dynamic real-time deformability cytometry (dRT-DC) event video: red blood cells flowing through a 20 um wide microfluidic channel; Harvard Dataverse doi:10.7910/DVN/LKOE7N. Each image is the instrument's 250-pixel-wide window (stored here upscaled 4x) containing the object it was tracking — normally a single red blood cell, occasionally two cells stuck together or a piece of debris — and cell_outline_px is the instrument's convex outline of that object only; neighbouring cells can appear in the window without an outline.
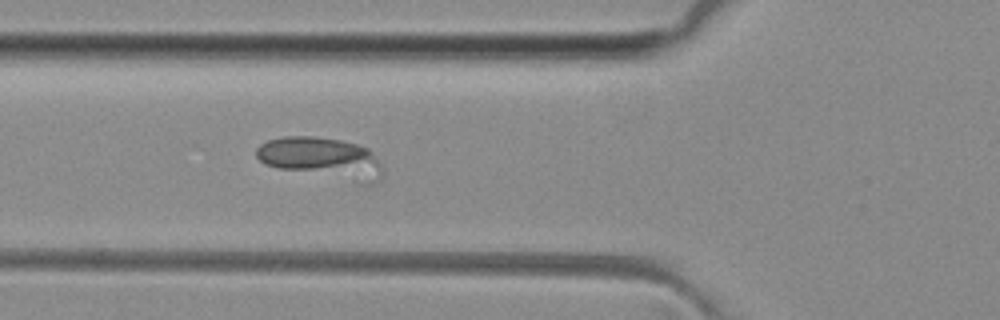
{"species": "common noctule bat (a hibernating species)", "species_latin": "Nyctalus noctula", "temperature_condition": "room temperature", "stored_images_in_passage": 38, "camera_frame_rate_fps": 3000, "um_per_image_px": 0.085, "animal": {"sex": "female", "body_mass_g": 29.2, "forearm_length_mm": 56.3}, "frame": {"image": 1, "passage_image": 5, "time_ms": 1.333, "image_size_px": [1000, 320], "cell_outline_px": [[384, 168], [380, 176], [372, 184], [364, 184], [280, 168], [264, 164], [256, 156], [256, 148], [260, 144], [268, 140], [284, 136], [312, 136], [340, 140], [356, 144], [368, 148], [372, 152]], "centroid_in_image_um": [27.35, 13.43], "position_along_channel_um": 98.5, "area_um2": 30.17}}
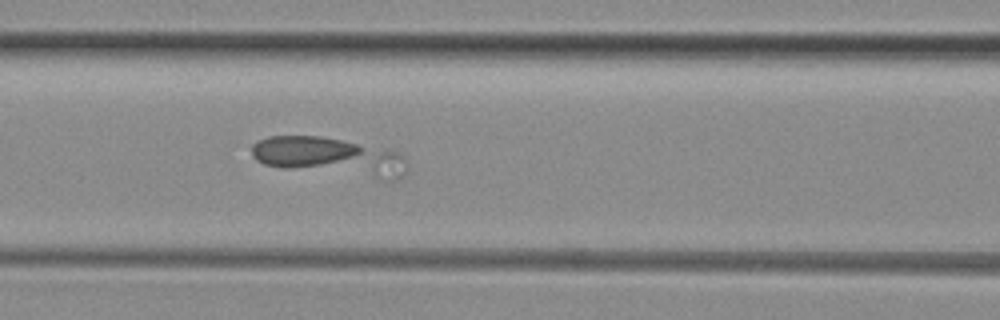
{"frame": {"image": 2, "passage_image": 8, "time_ms": 2.333, "image_size_px": [1000, 320], "cell_outline_px": [[408, 160], [404, 176], [396, 180], [388, 180], [284, 168], [264, 164], [256, 160], [252, 156], [252, 144], [268, 136], [320, 136], [344, 140], [396, 152], [404, 156]], "centroid_in_image_um": [28.03, 13.33], "position_along_channel_um": 138.6, "area_um2": 34.68}}